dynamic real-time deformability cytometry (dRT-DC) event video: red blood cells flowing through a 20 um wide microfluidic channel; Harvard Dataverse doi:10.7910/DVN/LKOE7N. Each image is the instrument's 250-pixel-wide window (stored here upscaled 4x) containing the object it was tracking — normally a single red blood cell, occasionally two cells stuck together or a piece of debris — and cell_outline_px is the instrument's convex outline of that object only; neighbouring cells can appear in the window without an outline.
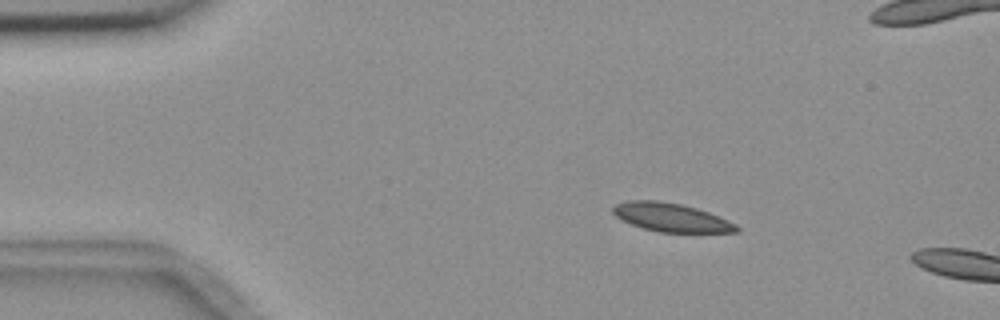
{"species": "common noctule bat (a hibernating species)", "species_latin": "Nyctalus noctula", "temperature_condition": "room temperature", "stored_images_in_passage": 2, "camera_frame_rate_fps": 3000, "um_per_image_px": 0.085, "animal": {"sex": "female", "body_mass_g": 18.4}, "frame": {"image": 1, "passage_image": 1, "time_ms": 0.0, "image_size_px": [1000, 320], "cell_outline_px": [[740, 232], [660, 232], [644, 228], [620, 220], [612, 212], [612, 208], [616, 204], [628, 200], [656, 200], [680, 204], [696, 208], [708, 212], [728, 220], [736, 224], [740, 228]], "centroid_in_image_um": [57.04, 18.48], "position_along_channel_um": 28.0, "area_um2": 20.46}}